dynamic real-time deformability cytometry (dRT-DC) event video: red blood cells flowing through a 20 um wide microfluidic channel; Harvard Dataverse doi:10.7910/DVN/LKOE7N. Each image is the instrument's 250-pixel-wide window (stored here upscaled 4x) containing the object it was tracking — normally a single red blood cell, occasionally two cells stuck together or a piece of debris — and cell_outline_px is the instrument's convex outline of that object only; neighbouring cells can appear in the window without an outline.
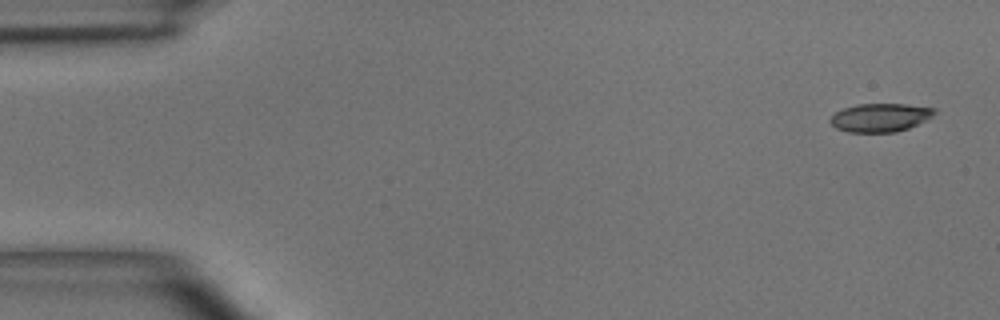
{"species": "common noctule bat (a hibernating species)", "species_latin": "Nyctalus noctula", "temperature_condition": "room temperature", "stored_images_in_passage": 49, "camera_frame_rate_fps": 3000, "um_per_image_px": 0.085, "animal": {"sex": "male", "body_mass_g": 15.6}, "frame": {"image": 1, "passage_image": 1, "time_ms": 0.0, "image_size_px": [1000, 320], "cell_outline_px": [[936, 112], [932, 116], [908, 128], [896, 132], [848, 132], [836, 128], [828, 120], [836, 112], [844, 108], [860, 104], [904, 104], [936, 108]], "centroid_in_image_um": [74.81, 9.99], "position_along_channel_um": 10.2, "area_um2": 17.05}}
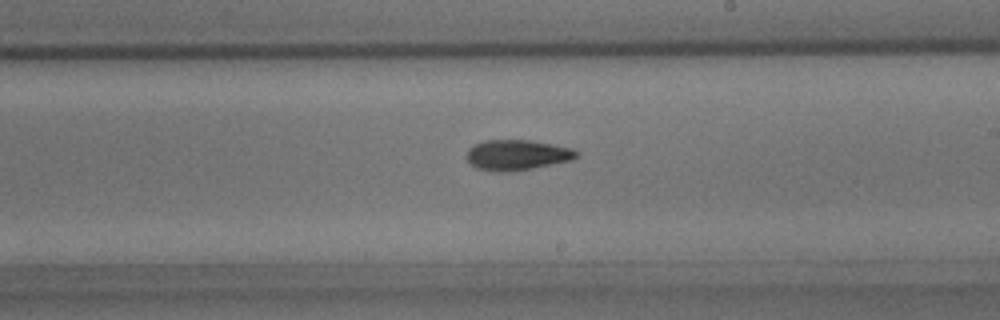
{"frame": {"image": 2, "passage_image": 28, "time_ms": 9.0, "image_size_px": [1000, 320], "cell_outline_px": [[580, 156], [572, 160], [532, 168], [508, 172], [492, 172], [476, 168], [468, 160], [468, 148], [472, 144], [484, 140], [528, 140], [568, 148], [580, 152]], "centroid_in_image_um": [43.92, 13.18], "position_along_channel_um": 245.1, "area_um2": 19.36}}
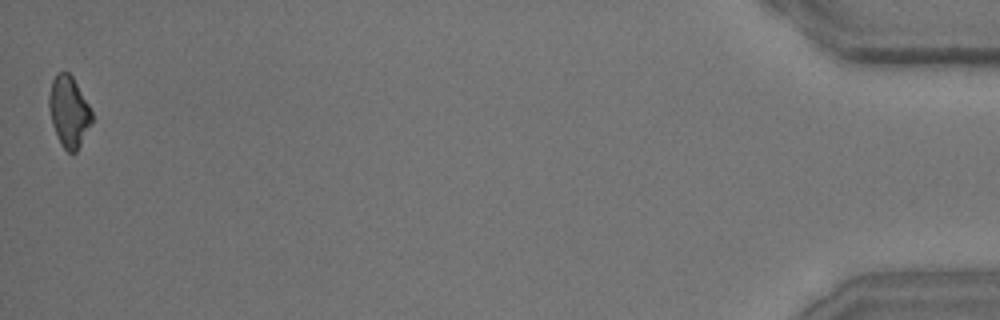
{"frame": {"image": 3, "passage_image": 49, "time_ms": 16.0, "image_size_px": [1000, 320], "cell_outline_px": [[92, 124], [76, 152], [68, 152], [60, 144], [52, 124], [48, 104], [48, 96], [52, 80], [56, 72], [68, 72], [72, 76], [88, 104], [92, 112]], "centroid_in_image_um": [5.84, 9.48], "position_along_channel_um": 429.4, "area_um2": 17.69}, "authors_computed_cell_mechanics": {"area_um2": 18.6694, "velocity_mm_per_s": 3.9593, "shape_relaxation_time_tau1_ms": 3.9167, "shape_relaxation_time_tau2_ms": 3.6594, "deformation_change_tau1": 0.1498, "deformation_change_tau2": 0.1198}}